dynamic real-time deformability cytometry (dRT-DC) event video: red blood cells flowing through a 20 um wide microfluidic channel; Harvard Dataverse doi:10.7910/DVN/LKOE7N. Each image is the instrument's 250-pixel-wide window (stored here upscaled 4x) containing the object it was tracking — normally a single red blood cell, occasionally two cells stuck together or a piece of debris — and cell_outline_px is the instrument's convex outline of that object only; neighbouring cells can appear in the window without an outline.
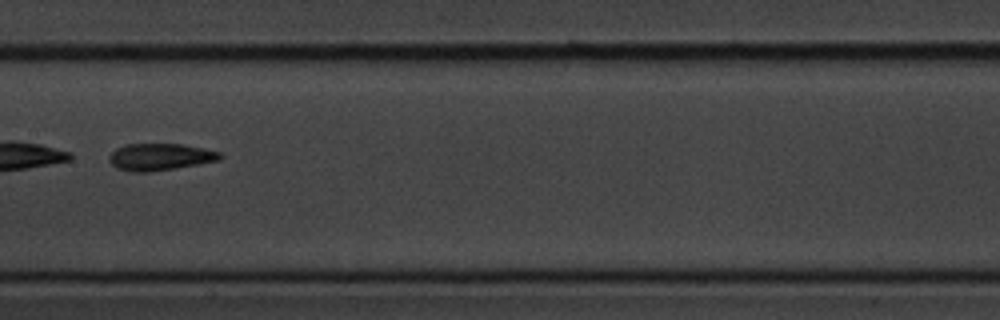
{"species": "common noctule bat (a hibernating species)", "species_latin": "Nyctalus noctula", "temperature_condition": "cold", "stored_images_in_passage": 53, "camera_frame_rate_fps": 3000, "um_per_image_px": 0.085, "animal": {"sex": "male", "body_mass_g": 20.1, "forearm_length_mm": 53.5}, "frame": {"image": 1, "passage_image": 27, "time_ms": 8.667, "image_size_px": [1000, 320], "cell_outline_px": [[224, 156], [220, 160], [200, 164], [176, 168], [148, 172], [132, 172], [116, 168], [108, 160], [108, 156], [116, 148], [124, 144], [184, 144], [204, 148], [220, 152]], "centroid_in_image_um": [13.61, 13.33], "position_along_channel_um": 193.8, "area_um2": 17.63}}
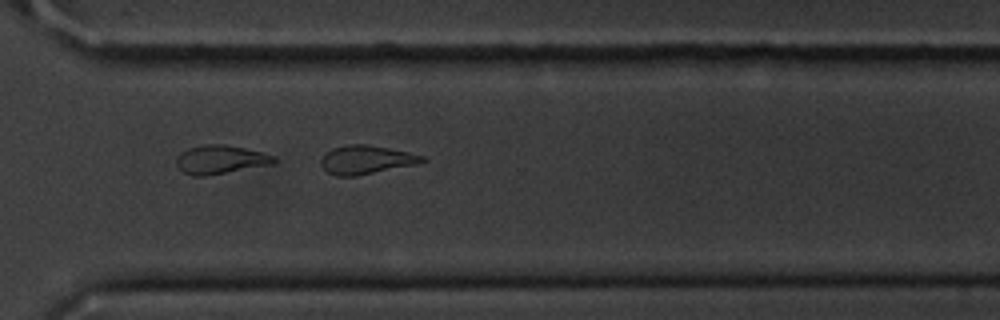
{"frame": {"image": 2, "passage_image": 39, "time_ms": 12.667, "image_size_px": [1000, 320], "cell_outline_px": [[424, 160], [420, 164], [356, 176], [336, 176], [328, 172], [320, 164], [320, 160], [332, 148], [348, 144], [368, 144], [408, 152], [424, 156]], "centroid_in_image_um": [31.14, 13.58], "position_along_channel_um": 339.5, "area_um2": 16.88}, "authors_computed_cell_mechanics": {"area_um2": 28.4954, "velocity_mm_per_s": 3.6563, "shape_relaxation_time_tau1_ms": 5.3116, "shape_relaxation_time_tau2_ms": 2.9872, "deformation_change_tau1": 0.1808, "deformation_change_tau2": 0.1115}}